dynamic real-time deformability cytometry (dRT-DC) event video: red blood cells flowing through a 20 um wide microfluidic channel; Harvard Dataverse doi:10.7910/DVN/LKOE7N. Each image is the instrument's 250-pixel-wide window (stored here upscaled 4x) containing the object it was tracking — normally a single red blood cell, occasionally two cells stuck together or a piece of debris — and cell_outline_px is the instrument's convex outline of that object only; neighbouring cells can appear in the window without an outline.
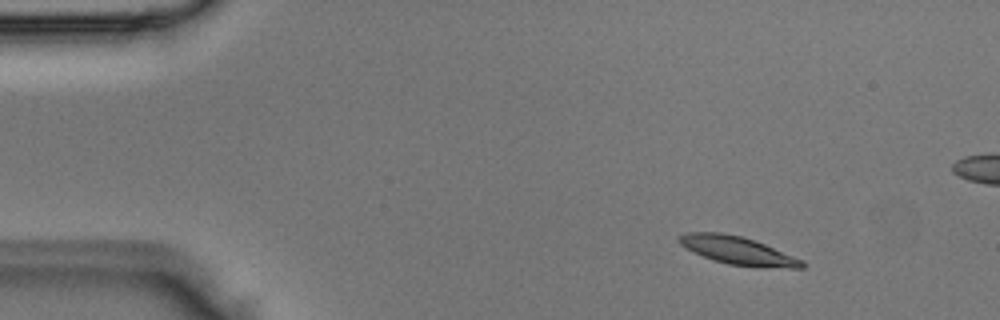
{"species": "Egyptian fruit bat (a non-hibernating species)", "species_latin": "Rousettus aegyptiacus", "temperature_condition": "room temperature", "stored_images_in_passage": 5, "camera_frame_rate_fps": 3000, "um_per_image_px": 0.085, "animal": {"sex": "male"}, "frame": {"image": 1, "passage_image": 2, "time_ms": 0.333, "image_size_px": [1000, 320], "cell_outline_px": [[804, 268], [756, 268], [728, 264], [704, 256], [680, 244], [676, 236], [688, 232], [720, 232], [740, 236], [764, 244], [804, 260]], "centroid_in_image_um": [62.75, 21.31], "position_along_channel_um": 22.3, "area_um2": 19.94}}